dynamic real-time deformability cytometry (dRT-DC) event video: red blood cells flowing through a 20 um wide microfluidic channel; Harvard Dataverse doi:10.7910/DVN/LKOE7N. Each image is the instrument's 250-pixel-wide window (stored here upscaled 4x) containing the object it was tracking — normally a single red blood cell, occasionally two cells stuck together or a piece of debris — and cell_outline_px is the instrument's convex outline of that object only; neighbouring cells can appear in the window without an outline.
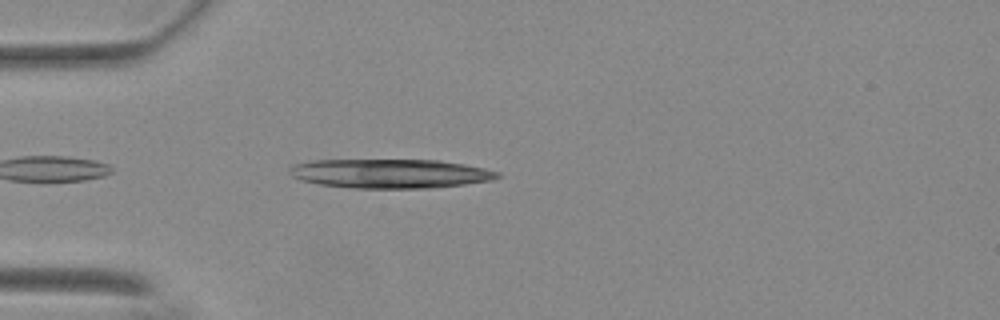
{"species": "Egyptian fruit bat (a non-hibernating species)", "species_latin": "Rousettus aegyptiacus", "temperature_condition": "warm", "stored_images_in_passage": 12, "segment_of_instrument_passage": [1, 2], "camera_frame_rate_fps": 3000, "um_per_image_px": 0.085, "animal": {"sex": "female"}, "frame": {"image": 1, "passage_image": 3, "time_ms": 0.667, "image_size_px": [1000, 320], "cell_outline_px": [[500, 176], [492, 180], [464, 184], [432, 188], [352, 188], [320, 184], [300, 180], [292, 176], [288, 172], [288, 168], [292, 164], [312, 160], [440, 160], [464, 164], [484, 168], [500, 172]], "centroid_in_image_um": [33.13, 14.75], "position_along_channel_um": 51.9, "area_um2": 35.49}}